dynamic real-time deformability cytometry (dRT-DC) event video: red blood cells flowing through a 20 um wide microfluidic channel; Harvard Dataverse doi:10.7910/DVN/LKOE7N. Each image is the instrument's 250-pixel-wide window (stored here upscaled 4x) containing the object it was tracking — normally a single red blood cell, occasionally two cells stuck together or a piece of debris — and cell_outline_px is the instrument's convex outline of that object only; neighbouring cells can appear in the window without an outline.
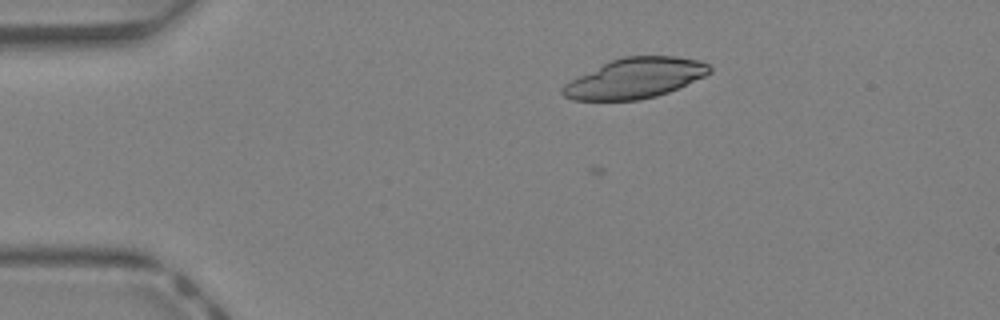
{"species": "Egyptian fruit bat (a non-hibernating species)", "species_latin": "Rousettus aegyptiacus", "temperature_condition": "warm", "stored_images_in_passage": 28, "camera_frame_rate_fps": 3000, "um_per_image_px": 0.085, "animal": {"sex": "female"}, "frame": {"image": 1, "passage_image": 2, "time_ms": 0.333, "image_size_px": [1000, 320], "cell_outline_px": [[712, 72], [704, 76], [668, 92], [656, 96], [636, 100], [572, 100], [564, 96], [560, 92], [560, 88], [564, 84], [612, 60], [624, 56], [676, 56], [700, 60], [708, 64], [712, 68]], "centroid_in_image_um": [54.0, 6.65], "position_along_channel_um": 31.0, "area_um2": 33.99}}